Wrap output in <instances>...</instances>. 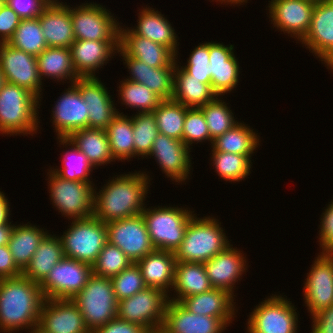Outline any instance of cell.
I'll list each match as a JSON object with an SVG mask.
<instances>
[{
    "label": "cell",
    "instance_id": "1",
    "mask_svg": "<svg viewBox=\"0 0 333 333\" xmlns=\"http://www.w3.org/2000/svg\"><path fill=\"white\" fill-rule=\"evenodd\" d=\"M128 173L113 176L99 192L94 189L93 216L103 223L136 216L147 207L150 176L142 171Z\"/></svg>",
    "mask_w": 333,
    "mask_h": 333
},
{
    "label": "cell",
    "instance_id": "2",
    "mask_svg": "<svg viewBox=\"0 0 333 333\" xmlns=\"http://www.w3.org/2000/svg\"><path fill=\"white\" fill-rule=\"evenodd\" d=\"M44 300L39 284L23 275L0 279V332L38 326Z\"/></svg>",
    "mask_w": 333,
    "mask_h": 333
},
{
    "label": "cell",
    "instance_id": "3",
    "mask_svg": "<svg viewBox=\"0 0 333 333\" xmlns=\"http://www.w3.org/2000/svg\"><path fill=\"white\" fill-rule=\"evenodd\" d=\"M39 103L29 90L6 82L0 89V133L9 136L37 133Z\"/></svg>",
    "mask_w": 333,
    "mask_h": 333
},
{
    "label": "cell",
    "instance_id": "4",
    "mask_svg": "<svg viewBox=\"0 0 333 333\" xmlns=\"http://www.w3.org/2000/svg\"><path fill=\"white\" fill-rule=\"evenodd\" d=\"M189 221L184 239L174 252L177 262L205 263L231 245L216 217H198Z\"/></svg>",
    "mask_w": 333,
    "mask_h": 333
},
{
    "label": "cell",
    "instance_id": "5",
    "mask_svg": "<svg viewBox=\"0 0 333 333\" xmlns=\"http://www.w3.org/2000/svg\"><path fill=\"white\" fill-rule=\"evenodd\" d=\"M174 206L145 207L141 213L155 250L175 252L184 239L190 219L195 215L190 208Z\"/></svg>",
    "mask_w": 333,
    "mask_h": 333
},
{
    "label": "cell",
    "instance_id": "6",
    "mask_svg": "<svg viewBox=\"0 0 333 333\" xmlns=\"http://www.w3.org/2000/svg\"><path fill=\"white\" fill-rule=\"evenodd\" d=\"M90 332L117 317L118 301L110 278L92 274L82 290L72 298Z\"/></svg>",
    "mask_w": 333,
    "mask_h": 333
},
{
    "label": "cell",
    "instance_id": "7",
    "mask_svg": "<svg viewBox=\"0 0 333 333\" xmlns=\"http://www.w3.org/2000/svg\"><path fill=\"white\" fill-rule=\"evenodd\" d=\"M70 224L60 236L65 257L93 265L108 242L105 223L91 216Z\"/></svg>",
    "mask_w": 333,
    "mask_h": 333
},
{
    "label": "cell",
    "instance_id": "8",
    "mask_svg": "<svg viewBox=\"0 0 333 333\" xmlns=\"http://www.w3.org/2000/svg\"><path fill=\"white\" fill-rule=\"evenodd\" d=\"M169 294L146 287L129 298L118 301L117 317L139 325L149 333H158L163 325Z\"/></svg>",
    "mask_w": 333,
    "mask_h": 333
},
{
    "label": "cell",
    "instance_id": "9",
    "mask_svg": "<svg viewBox=\"0 0 333 333\" xmlns=\"http://www.w3.org/2000/svg\"><path fill=\"white\" fill-rule=\"evenodd\" d=\"M47 176L50 200L62 216L69 220L93 216L94 183L65 180L49 169Z\"/></svg>",
    "mask_w": 333,
    "mask_h": 333
},
{
    "label": "cell",
    "instance_id": "10",
    "mask_svg": "<svg viewBox=\"0 0 333 333\" xmlns=\"http://www.w3.org/2000/svg\"><path fill=\"white\" fill-rule=\"evenodd\" d=\"M259 303L247 319L248 333H298L297 308L290 299L272 294Z\"/></svg>",
    "mask_w": 333,
    "mask_h": 333
},
{
    "label": "cell",
    "instance_id": "11",
    "mask_svg": "<svg viewBox=\"0 0 333 333\" xmlns=\"http://www.w3.org/2000/svg\"><path fill=\"white\" fill-rule=\"evenodd\" d=\"M76 6L71 7L75 40L119 41L121 25L111 11L94 2Z\"/></svg>",
    "mask_w": 333,
    "mask_h": 333
},
{
    "label": "cell",
    "instance_id": "12",
    "mask_svg": "<svg viewBox=\"0 0 333 333\" xmlns=\"http://www.w3.org/2000/svg\"><path fill=\"white\" fill-rule=\"evenodd\" d=\"M93 274L92 265L64 257L39 284L45 299H72Z\"/></svg>",
    "mask_w": 333,
    "mask_h": 333
},
{
    "label": "cell",
    "instance_id": "13",
    "mask_svg": "<svg viewBox=\"0 0 333 333\" xmlns=\"http://www.w3.org/2000/svg\"><path fill=\"white\" fill-rule=\"evenodd\" d=\"M105 225L108 242L116 245L133 263L155 250L142 214Z\"/></svg>",
    "mask_w": 333,
    "mask_h": 333
},
{
    "label": "cell",
    "instance_id": "14",
    "mask_svg": "<svg viewBox=\"0 0 333 333\" xmlns=\"http://www.w3.org/2000/svg\"><path fill=\"white\" fill-rule=\"evenodd\" d=\"M304 281V303L310 315L333 304V253L320 252Z\"/></svg>",
    "mask_w": 333,
    "mask_h": 333
},
{
    "label": "cell",
    "instance_id": "15",
    "mask_svg": "<svg viewBox=\"0 0 333 333\" xmlns=\"http://www.w3.org/2000/svg\"><path fill=\"white\" fill-rule=\"evenodd\" d=\"M0 68L6 82L29 90L41 104L43 82L39 76L35 56L16 49L8 43H0Z\"/></svg>",
    "mask_w": 333,
    "mask_h": 333
},
{
    "label": "cell",
    "instance_id": "16",
    "mask_svg": "<svg viewBox=\"0 0 333 333\" xmlns=\"http://www.w3.org/2000/svg\"><path fill=\"white\" fill-rule=\"evenodd\" d=\"M300 42L333 71V0L315 3L309 30Z\"/></svg>",
    "mask_w": 333,
    "mask_h": 333
},
{
    "label": "cell",
    "instance_id": "17",
    "mask_svg": "<svg viewBox=\"0 0 333 333\" xmlns=\"http://www.w3.org/2000/svg\"><path fill=\"white\" fill-rule=\"evenodd\" d=\"M269 20L279 31L296 41H301L309 30L312 12L315 6L313 0H271L268 1Z\"/></svg>",
    "mask_w": 333,
    "mask_h": 333
},
{
    "label": "cell",
    "instance_id": "18",
    "mask_svg": "<svg viewBox=\"0 0 333 333\" xmlns=\"http://www.w3.org/2000/svg\"><path fill=\"white\" fill-rule=\"evenodd\" d=\"M190 152L191 150L183 141L159 133L147 157H154L167 178L182 184L189 179L191 174L192 157H190Z\"/></svg>",
    "mask_w": 333,
    "mask_h": 333
},
{
    "label": "cell",
    "instance_id": "19",
    "mask_svg": "<svg viewBox=\"0 0 333 333\" xmlns=\"http://www.w3.org/2000/svg\"><path fill=\"white\" fill-rule=\"evenodd\" d=\"M100 78H78L73 84L79 89L82 99L86 102L88 127L106 129L119 113L115 100ZM114 101V102H113Z\"/></svg>",
    "mask_w": 333,
    "mask_h": 333
},
{
    "label": "cell",
    "instance_id": "20",
    "mask_svg": "<svg viewBox=\"0 0 333 333\" xmlns=\"http://www.w3.org/2000/svg\"><path fill=\"white\" fill-rule=\"evenodd\" d=\"M38 326L47 333H90L72 299H45Z\"/></svg>",
    "mask_w": 333,
    "mask_h": 333
},
{
    "label": "cell",
    "instance_id": "21",
    "mask_svg": "<svg viewBox=\"0 0 333 333\" xmlns=\"http://www.w3.org/2000/svg\"><path fill=\"white\" fill-rule=\"evenodd\" d=\"M51 111L52 126L58 138H68L73 132L88 127V110L79 89L71 84L59 96ZM56 130V131H55Z\"/></svg>",
    "mask_w": 333,
    "mask_h": 333
},
{
    "label": "cell",
    "instance_id": "22",
    "mask_svg": "<svg viewBox=\"0 0 333 333\" xmlns=\"http://www.w3.org/2000/svg\"><path fill=\"white\" fill-rule=\"evenodd\" d=\"M246 256L237 247L229 245L225 250L204 263L207 276L213 288L223 289L234 295V285L246 272ZM239 280V281H238Z\"/></svg>",
    "mask_w": 333,
    "mask_h": 333
},
{
    "label": "cell",
    "instance_id": "23",
    "mask_svg": "<svg viewBox=\"0 0 333 333\" xmlns=\"http://www.w3.org/2000/svg\"><path fill=\"white\" fill-rule=\"evenodd\" d=\"M234 48L231 44L209 42L211 87L217 96L231 93L239 83L240 67Z\"/></svg>",
    "mask_w": 333,
    "mask_h": 333
},
{
    "label": "cell",
    "instance_id": "24",
    "mask_svg": "<svg viewBox=\"0 0 333 333\" xmlns=\"http://www.w3.org/2000/svg\"><path fill=\"white\" fill-rule=\"evenodd\" d=\"M226 327L220 318L191 313L169 300L160 333H222Z\"/></svg>",
    "mask_w": 333,
    "mask_h": 333
},
{
    "label": "cell",
    "instance_id": "25",
    "mask_svg": "<svg viewBox=\"0 0 333 333\" xmlns=\"http://www.w3.org/2000/svg\"><path fill=\"white\" fill-rule=\"evenodd\" d=\"M118 48L119 41L75 40L70 52L77 76L96 77L97 70L106 65L115 53L117 54Z\"/></svg>",
    "mask_w": 333,
    "mask_h": 333
},
{
    "label": "cell",
    "instance_id": "26",
    "mask_svg": "<svg viewBox=\"0 0 333 333\" xmlns=\"http://www.w3.org/2000/svg\"><path fill=\"white\" fill-rule=\"evenodd\" d=\"M119 49L151 67L176 66V54L168 47L133 34L120 26Z\"/></svg>",
    "mask_w": 333,
    "mask_h": 333
},
{
    "label": "cell",
    "instance_id": "27",
    "mask_svg": "<svg viewBox=\"0 0 333 333\" xmlns=\"http://www.w3.org/2000/svg\"><path fill=\"white\" fill-rule=\"evenodd\" d=\"M117 53L121 54L119 56L123 57L121 58L123 64L130 71L131 77L128 76L127 80L146 85L162 100L172 99L175 66L154 68L136 58L125 55L119 48Z\"/></svg>",
    "mask_w": 333,
    "mask_h": 333
},
{
    "label": "cell",
    "instance_id": "28",
    "mask_svg": "<svg viewBox=\"0 0 333 333\" xmlns=\"http://www.w3.org/2000/svg\"><path fill=\"white\" fill-rule=\"evenodd\" d=\"M38 18L48 47H71L75 37L71 7L66 2L52 1Z\"/></svg>",
    "mask_w": 333,
    "mask_h": 333
},
{
    "label": "cell",
    "instance_id": "29",
    "mask_svg": "<svg viewBox=\"0 0 333 333\" xmlns=\"http://www.w3.org/2000/svg\"><path fill=\"white\" fill-rule=\"evenodd\" d=\"M234 299L228 291L212 288L208 292L186 297L180 303L191 313L220 318L229 326L238 310Z\"/></svg>",
    "mask_w": 333,
    "mask_h": 333
},
{
    "label": "cell",
    "instance_id": "30",
    "mask_svg": "<svg viewBox=\"0 0 333 333\" xmlns=\"http://www.w3.org/2000/svg\"><path fill=\"white\" fill-rule=\"evenodd\" d=\"M176 258L174 252L154 250L136 262L147 287L160 289L165 293L172 291Z\"/></svg>",
    "mask_w": 333,
    "mask_h": 333
},
{
    "label": "cell",
    "instance_id": "31",
    "mask_svg": "<svg viewBox=\"0 0 333 333\" xmlns=\"http://www.w3.org/2000/svg\"><path fill=\"white\" fill-rule=\"evenodd\" d=\"M136 27H128L129 30L140 37L150 39L170 48L178 60V36L169 20L158 10L146 6L139 9ZM178 43V44H177ZM178 53V54H177Z\"/></svg>",
    "mask_w": 333,
    "mask_h": 333
},
{
    "label": "cell",
    "instance_id": "32",
    "mask_svg": "<svg viewBox=\"0 0 333 333\" xmlns=\"http://www.w3.org/2000/svg\"><path fill=\"white\" fill-rule=\"evenodd\" d=\"M178 63L174 70L172 100L188 108H200L217 97L211 84L202 83L188 75Z\"/></svg>",
    "mask_w": 333,
    "mask_h": 333
},
{
    "label": "cell",
    "instance_id": "33",
    "mask_svg": "<svg viewBox=\"0 0 333 333\" xmlns=\"http://www.w3.org/2000/svg\"><path fill=\"white\" fill-rule=\"evenodd\" d=\"M212 288L204 263L176 262L172 287L176 296L169 297V300L180 302L186 297L208 292Z\"/></svg>",
    "mask_w": 333,
    "mask_h": 333
},
{
    "label": "cell",
    "instance_id": "34",
    "mask_svg": "<svg viewBox=\"0 0 333 333\" xmlns=\"http://www.w3.org/2000/svg\"><path fill=\"white\" fill-rule=\"evenodd\" d=\"M68 139L81 151L94 166L111 164L116 160L110 150L105 129L84 128L73 132Z\"/></svg>",
    "mask_w": 333,
    "mask_h": 333
},
{
    "label": "cell",
    "instance_id": "35",
    "mask_svg": "<svg viewBox=\"0 0 333 333\" xmlns=\"http://www.w3.org/2000/svg\"><path fill=\"white\" fill-rule=\"evenodd\" d=\"M36 226L31 225L30 222L22 223V225L14 224L11 232L8 246L14 262L22 272L29 265L42 240L49 233L48 230L44 231V228Z\"/></svg>",
    "mask_w": 333,
    "mask_h": 333
},
{
    "label": "cell",
    "instance_id": "36",
    "mask_svg": "<svg viewBox=\"0 0 333 333\" xmlns=\"http://www.w3.org/2000/svg\"><path fill=\"white\" fill-rule=\"evenodd\" d=\"M65 257L59 236L51 233L42 240L22 275L40 284L55 264Z\"/></svg>",
    "mask_w": 333,
    "mask_h": 333
},
{
    "label": "cell",
    "instance_id": "37",
    "mask_svg": "<svg viewBox=\"0 0 333 333\" xmlns=\"http://www.w3.org/2000/svg\"><path fill=\"white\" fill-rule=\"evenodd\" d=\"M38 72L41 80L51 78L73 84L79 77L77 76L73 63L70 48L47 47L37 57ZM67 79V80H66Z\"/></svg>",
    "mask_w": 333,
    "mask_h": 333
},
{
    "label": "cell",
    "instance_id": "38",
    "mask_svg": "<svg viewBox=\"0 0 333 333\" xmlns=\"http://www.w3.org/2000/svg\"><path fill=\"white\" fill-rule=\"evenodd\" d=\"M260 136L244 122L237 123L212 142L211 151L235 153L240 155H254L260 145Z\"/></svg>",
    "mask_w": 333,
    "mask_h": 333
},
{
    "label": "cell",
    "instance_id": "39",
    "mask_svg": "<svg viewBox=\"0 0 333 333\" xmlns=\"http://www.w3.org/2000/svg\"><path fill=\"white\" fill-rule=\"evenodd\" d=\"M113 158L129 161L135 158L133 123L131 116L119 112L105 129Z\"/></svg>",
    "mask_w": 333,
    "mask_h": 333
},
{
    "label": "cell",
    "instance_id": "40",
    "mask_svg": "<svg viewBox=\"0 0 333 333\" xmlns=\"http://www.w3.org/2000/svg\"><path fill=\"white\" fill-rule=\"evenodd\" d=\"M57 140L59 141V145H63V148L66 146V150H69L64 151L65 153L61 161L62 166L60 168L54 169V167H51L49 169L65 180L93 183L90 180L91 177L88 176L94 170V166L88 161L87 157L68 138H57Z\"/></svg>",
    "mask_w": 333,
    "mask_h": 333
},
{
    "label": "cell",
    "instance_id": "41",
    "mask_svg": "<svg viewBox=\"0 0 333 333\" xmlns=\"http://www.w3.org/2000/svg\"><path fill=\"white\" fill-rule=\"evenodd\" d=\"M212 166L224 181L240 182L251 173L252 155H240L220 151H211Z\"/></svg>",
    "mask_w": 333,
    "mask_h": 333
},
{
    "label": "cell",
    "instance_id": "42",
    "mask_svg": "<svg viewBox=\"0 0 333 333\" xmlns=\"http://www.w3.org/2000/svg\"><path fill=\"white\" fill-rule=\"evenodd\" d=\"M188 107L174 100H163L153 111L160 134L182 141L183 125Z\"/></svg>",
    "mask_w": 333,
    "mask_h": 333
},
{
    "label": "cell",
    "instance_id": "43",
    "mask_svg": "<svg viewBox=\"0 0 333 333\" xmlns=\"http://www.w3.org/2000/svg\"><path fill=\"white\" fill-rule=\"evenodd\" d=\"M118 95L123 105L135 108L138 113L153 112L163 101L146 85L124 79L119 82Z\"/></svg>",
    "mask_w": 333,
    "mask_h": 333
},
{
    "label": "cell",
    "instance_id": "44",
    "mask_svg": "<svg viewBox=\"0 0 333 333\" xmlns=\"http://www.w3.org/2000/svg\"><path fill=\"white\" fill-rule=\"evenodd\" d=\"M7 43L35 57L48 47L38 17L21 19L14 35Z\"/></svg>",
    "mask_w": 333,
    "mask_h": 333
},
{
    "label": "cell",
    "instance_id": "45",
    "mask_svg": "<svg viewBox=\"0 0 333 333\" xmlns=\"http://www.w3.org/2000/svg\"><path fill=\"white\" fill-rule=\"evenodd\" d=\"M221 98L217 96L214 100L199 108L203 112L210 132V145H212L214 139L239 123L238 120H235L237 118H234L231 108Z\"/></svg>",
    "mask_w": 333,
    "mask_h": 333
},
{
    "label": "cell",
    "instance_id": "46",
    "mask_svg": "<svg viewBox=\"0 0 333 333\" xmlns=\"http://www.w3.org/2000/svg\"><path fill=\"white\" fill-rule=\"evenodd\" d=\"M135 115V116H134ZM131 116L133 123V138L135 158H146L152 149L153 142L158 132L157 123L153 112L137 113Z\"/></svg>",
    "mask_w": 333,
    "mask_h": 333
},
{
    "label": "cell",
    "instance_id": "47",
    "mask_svg": "<svg viewBox=\"0 0 333 333\" xmlns=\"http://www.w3.org/2000/svg\"><path fill=\"white\" fill-rule=\"evenodd\" d=\"M133 262L116 246L109 242L98 255L92 265L93 274L111 278L128 268Z\"/></svg>",
    "mask_w": 333,
    "mask_h": 333
},
{
    "label": "cell",
    "instance_id": "48",
    "mask_svg": "<svg viewBox=\"0 0 333 333\" xmlns=\"http://www.w3.org/2000/svg\"><path fill=\"white\" fill-rule=\"evenodd\" d=\"M110 279L117 301L129 298L147 287L136 263H132L128 268Z\"/></svg>",
    "mask_w": 333,
    "mask_h": 333
},
{
    "label": "cell",
    "instance_id": "49",
    "mask_svg": "<svg viewBox=\"0 0 333 333\" xmlns=\"http://www.w3.org/2000/svg\"><path fill=\"white\" fill-rule=\"evenodd\" d=\"M206 140L210 142V132L203 112L199 108H189L184 120L182 141L192 149L190 146L193 143L198 144Z\"/></svg>",
    "mask_w": 333,
    "mask_h": 333
},
{
    "label": "cell",
    "instance_id": "50",
    "mask_svg": "<svg viewBox=\"0 0 333 333\" xmlns=\"http://www.w3.org/2000/svg\"><path fill=\"white\" fill-rule=\"evenodd\" d=\"M180 67L190 76L202 83L211 84L209 66V42L199 43L195 46L187 59V65Z\"/></svg>",
    "mask_w": 333,
    "mask_h": 333
},
{
    "label": "cell",
    "instance_id": "51",
    "mask_svg": "<svg viewBox=\"0 0 333 333\" xmlns=\"http://www.w3.org/2000/svg\"><path fill=\"white\" fill-rule=\"evenodd\" d=\"M51 0H7V4L21 19H34L39 17Z\"/></svg>",
    "mask_w": 333,
    "mask_h": 333
},
{
    "label": "cell",
    "instance_id": "52",
    "mask_svg": "<svg viewBox=\"0 0 333 333\" xmlns=\"http://www.w3.org/2000/svg\"><path fill=\"white\" fill-rule=\"evenodd\" d=\"M329 203L320 218L318 242L322 252L333 253V200Z\"/></svg>",
    "mask_w": 333,
    "mask_h": 333
},
{
    "label": "cell",
    "instance_id": "53",
    "mask_svg": "<svg viewBox=\"0 0 333 333\" xmlns=\"http://www.w3.org/2000/svg\"><path fill=\"white\" fill-rule=\"evenodd\" d=\"M20 21L21 18L12 8L0 3V43H7L12 38Z\"/></svg>",
    "mask_w": 333,
    "mask_h": 333
},
{
    "label": "cell",
    "instance_id": "54",
    "mask_svg": "<svg viewBox=\"0 0 333 333\" xmlns=\"http://www.w3.org/2000/svg\"><path fill=\"white\" fill-rule=\"evenodd\" d=\"M94 333H149L139 325L121 320L118 317L98 328Z\"/></svg>",
    "mask_w": 333,
    "mask_h": 333
},
{
    "label": "cell",
    "instance_id": "55",
    "mask_svg": "<svg viewBox=\"0 0 333 333\" xmlns=\"http://www.w3.org/2000/svg\"><path fill=\"white\" fill-rule=\"evenodd\" d=\"M22 275V271L13 260L9 246H0V279L14 278Z\"/></svg>",
    "mask_w": 333,
    "mask_h": 333
},
{
    "label": "cell",
    "instance_id": "56",
    "mask_svg": "<svg viewBox=\"0 0 333 333\" xmlns=\"http://www.w3.org/2000/svg\"><path fill=\"white\" fill-rule=\"evenodd\" d=\"M311 333H333V304L312 315Z\"/></svg>",
    "mask_w": 333,
    "mask_h": 333
},
{
    "label": "cell",
    "instance_id": "57",
    "mask_svg": "<svg viewBox=\"0 0 333 333\" xmlns=\"http://www.w3.org/2000/svg\"><path fill=\"white\" fill-rule=\"evenodd\" d=\"M10 203L5 194L0 191V226L10 223Z\"/></svg>",
    "mask_w": 333,
    "mask_h": 333
},
{
    "label": "cell",
    "instance_id": "58",
    "mask_svg": "<svg viewBox=\"0 0 333 333\" xmlns=\"http://www.w3.org/2000/svg\"><path fill=\"white\" fill-rule=\"evenodd\" d=\"M10 222L7 225L0 226V246L8 245L14 224Z\"/></svg>",
    "mask_w": 333,
    "mask_h": 333
},
{
    "label": "cell",
    "instance_id": "59",
    "mask_svg": "<svg viewBox=\"0 0 333 333\" xmlns=\"http://www.w3.org/2000/svg\"><path fill=\"white\" fill-rule=\"evenodd\" d=\"M212 1H216V0H212ZM216 2H219V3H223V5L226 3V5H228V4H230V6H234V5H237L238 6V4H239V6L240 5H242V4H244V3H247L248 2V0H217Z\"/></svg>",
    "mask_w": 333,
    "mask_h": 333
},
{
    "label": "cell",
    "instance_id": "60",
    "mask_svg": "<svg viewBox=\"0 0 333 333\" xmlns=\"http://www.w3.org/2000/svg\"><path fill=\"white\" fill-rule=\"evenodd\" d=\"M5 83H6V79L3 74V71L0 68V89L4 86Z\"/></svg>",
    "mask_w": 333,
    "mask_h": 333
},
{
    "label": "cell",
    "instance_id": "61",
    "mask_svg": "<svg viewBox=\"0 0 333 333\" xmlns=\"http://www.w3.org/2000/svg\"><path fill=\"white\" fill-rule=\"evenodd\" d=\"M29 332L30 333H47L43 329H41L39 326L33 327Z\"/></svg>",
    "mask_w": 333,
    "mask_h": 333
},
{
    "label": "cell",
    "instance_id": "62",
    "mask_svg": "<svg viewBox=\"0 0 333 333\" xmlns=\"http://www.w3.org/2000/svg\"><path fill=\"white\" fill-rule=\"evenodd\" d=\"M7 0H0V3H5Z\"/></svg>",
    "mask_w": 333,
    "mask_h": 333
}]
</instances>
